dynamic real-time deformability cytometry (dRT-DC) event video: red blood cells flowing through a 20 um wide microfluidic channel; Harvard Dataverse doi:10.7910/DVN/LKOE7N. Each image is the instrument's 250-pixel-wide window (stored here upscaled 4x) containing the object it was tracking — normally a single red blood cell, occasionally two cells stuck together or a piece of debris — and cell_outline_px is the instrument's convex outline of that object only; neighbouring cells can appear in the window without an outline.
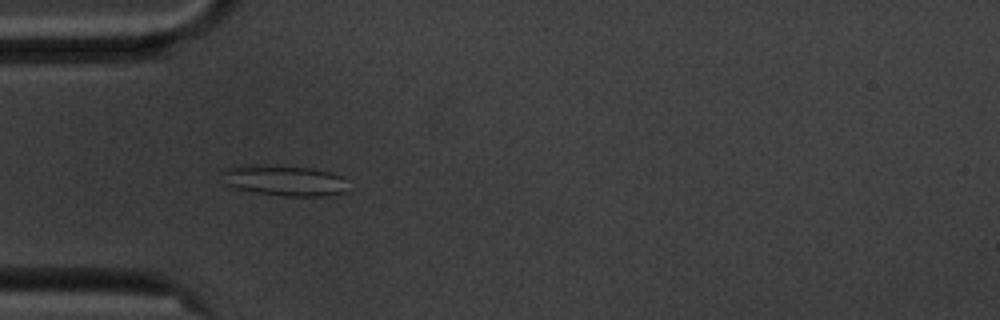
{"species": "common noctule bat (a hibernating species)", "species_latin": "Nyctalus noctula", "temperature_condition": "cold", "stored_images_in_passage": 40, "camera_frame_rate_fps": 3000, "um_per_image_px": 0.085, "animal": {"sex": "male", "body_mass_g": 20.1, "forearm_length_mm": 53.5}, "frame": {"image": 1, "passage_image": 6, "time_ms": 1.667, "image_size_px": [1000, 320], "cell_outline_px": [[344, 192], [324, 196], [288, 196], [256, 192], [236, 188], [228, 184], [220, 172], [236, 164], [256, 164], [312, 168], [344, 176]], "centroid_in_image_um": [24.12, 15.32], "position_along_channel_um": 60.9, "area_um2": 22.31}}
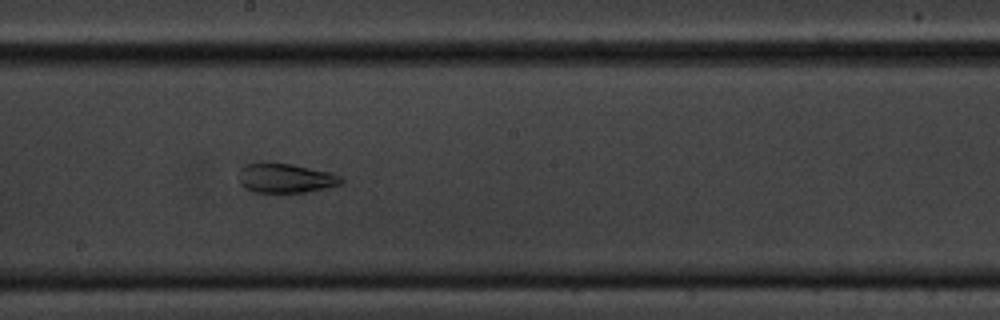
{"frame": {"image": 2, "passage_image": 20, "time_ms": 6.333, "image_size_px": [1000, 320], "cell_outline_px": [[344, 184], [308, 192], [252, 192], [244, 188], [240, 184], [240, 168], [244, 164], [256, 160], [268, 160], [292, 164], [332, 172], [340, 176], [344, 180]], "centroid_in_image_um": [24.25, 15.1], "position_along_channel_um": 224.0, "area_um2": 18.38}}
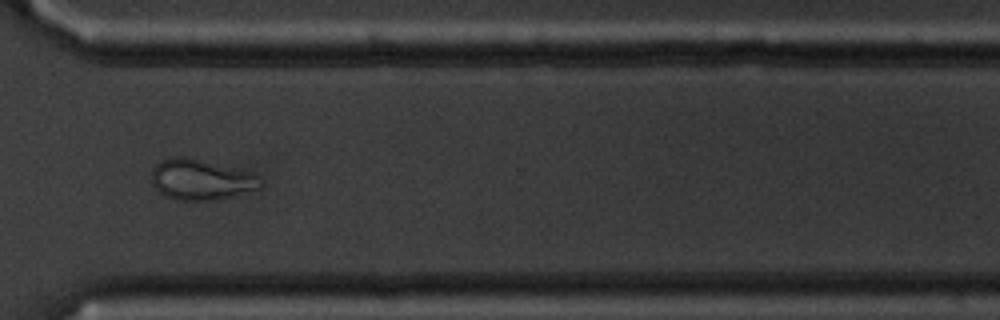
{"frame": {"image": 3, "passage_image": 31, "time_ms": 10.0, "image_size_px": [1000, 320], "cell_outline_px": [[264, 184], [260, 188], [216, 200], [176, 200], [164, 196], [152, 184], [152, 168], [160, 160], [172, 156], [188, 156], [256, 176]], "centroid_in_image_um": [16.99, 15.27], "position_along_channel_um": 353.6, "area_um2": 25.32}, "authors_computed_cell_mechanics": {"area_um2": 20.1722, "velocity_mm_per_s": 3.5427, "shape_relaxation_time_tau1_ms": null, "shape_relaxation_time_tau2_ms": 1.3842, "deformation_change_tau1": null, "deformation_change_tau2": 0.0761}}